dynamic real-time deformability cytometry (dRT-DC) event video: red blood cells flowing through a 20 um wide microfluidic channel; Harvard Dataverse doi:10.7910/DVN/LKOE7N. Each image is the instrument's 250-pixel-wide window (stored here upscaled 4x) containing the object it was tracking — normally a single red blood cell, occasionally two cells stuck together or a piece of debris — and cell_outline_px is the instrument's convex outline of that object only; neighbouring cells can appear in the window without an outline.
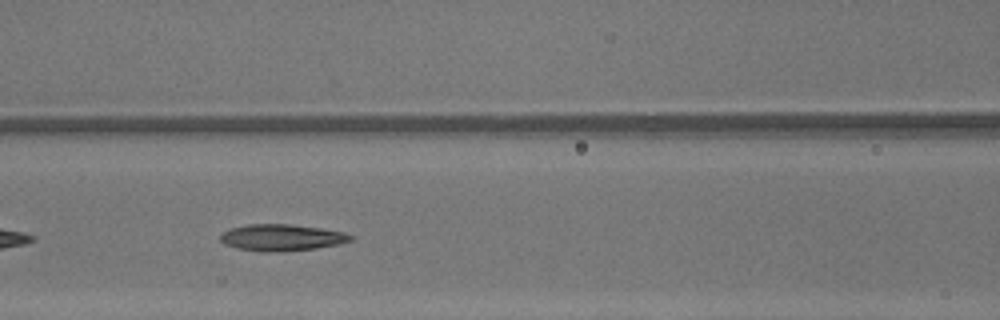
{"species": "common noctule bat (a hibernating species)", "species_latin": "Nyctalus noctula", "temperature_condition": "warm", "stored_images_in_passage": 26, "camera_frame_rate_fps": 3000, "um_per_image_px": 0.085, "animal": {"sex": "male", "body_mass_g": 13.3}, "frame": {"image": 1, "passage_image": 7, "time_ms": 2.0, "image_size_px": [1000, 320], "cell_outline_px": [[356, 236], [352, 240], [340, 244], [316, 248], [284, 252], [260, 252], [236, 248], [224, 244], [220, 240], [220, 236], [224, 232], [232, 228], [248, 224], [288, 224], [320, 228], [344, 232]], "centroid_in_image_um": [23.97, 20.2], "position_along_channel_um": 142.6, "area_um2": 20.35}}
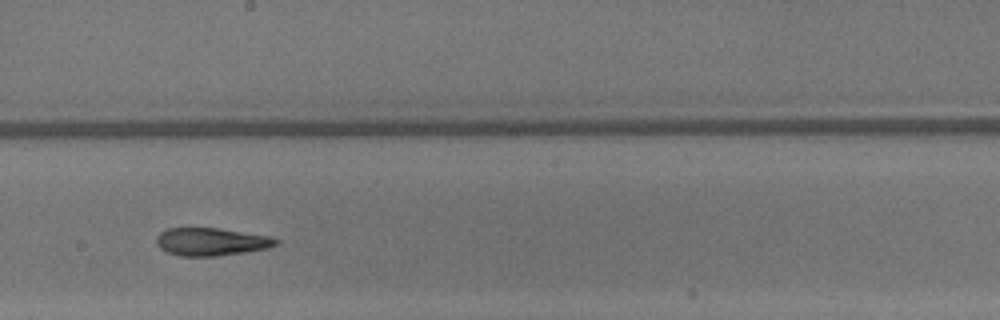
{"frame": {"image": 2, "passage_image": 13, "time_ms": 4.0, "image_size_px": [1000, 320], "cell_outline_px": [[280, 240], [276, 244], [268, 248], [244, 252], [216, 256], [180, 256], [168, 252], [160, 248], [156, 244], [156, 236], [160, 232], [168, 228], [220, 228], [268, 236]], "centroid_in_image_um": [17.92, 20.54], "position_along_channel_um": 230.3, "area_um2": 19.31}}
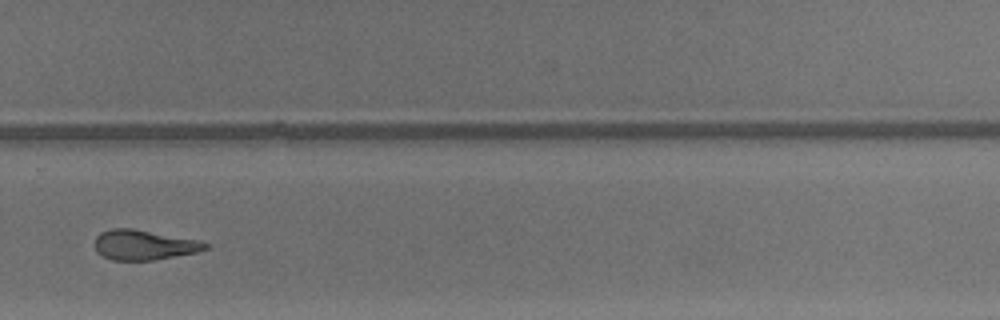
{"frame": {"image": 3, "passage_image": 19, "time_ms": 6.0, "image_size_px": [1000, 320], "cell_outline_px": [[208, 248], [196, 252], [152, 260], [112, 260], [96, 252], [96, 236], [100, 232], [112, 228], [132, 228], [200, 240], [208, 244]], "centroid_in_image_um": [12.23, 20.81], "position_along_channel_um": 317.6, "area_um2": 19.19}, "authors_computed_cell_mechanics": {"area_um2": 19.7676, "velocity_mm_per_s": 4.3988, "shape_relaxation_time_tau1_ms": null, "shape_relaxation_time_tau2_ms": 3.4914, "deformation_change_tau1": null, "deformation_change_tau2": 0.146}}